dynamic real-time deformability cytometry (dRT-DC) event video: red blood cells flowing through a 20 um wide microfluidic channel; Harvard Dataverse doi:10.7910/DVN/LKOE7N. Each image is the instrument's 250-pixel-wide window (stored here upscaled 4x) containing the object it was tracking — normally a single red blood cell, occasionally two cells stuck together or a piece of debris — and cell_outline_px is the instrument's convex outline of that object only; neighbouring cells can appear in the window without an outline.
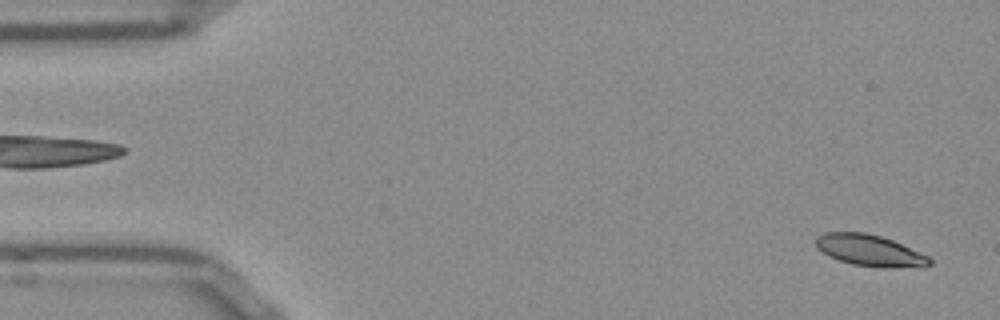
{"species": "Egyptian fruit bat (a non-hibernating species)", "species_latin": "Rousettus aegyptiacus", "temperature_condition": "room temperature", "stored_images_in_passage": 52, "camera_frame_rate_fps": 3000, "um_per_image_px": 0.085, "frame": {"image": 1, "passage_image": 2, "time_ms": 0.333, "image_size_px": [1000, 320], "cell_outline_px": [[932, 264], [924, 268], [880, 268], [852, 264], [828, 256], [816, 248], [816, 236], [824, 232], [864, 232], [880, 236], [892, 240], [928, 256], [932, 260]], "centroid_in_image_um": [73.95, 21.31], "position_along_channel_um": 11.0, "area_um2": 21.1}}
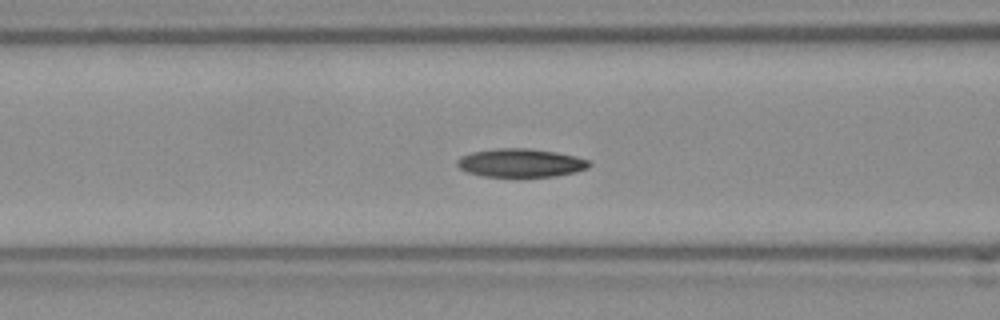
{"frame": {"image": 2, "passage_image": 20, "time_ms": 6.333, "image_size_px": [1000, 320], "cell_outline_px": [[592, 164], [588, 168], [576, 172], [556, 176], [484, 176], [468, 172], [460, 168], [456, 164], [456, 160], [460, 156], [472, 152], [496, 148], [528, 148], [556, 152], [576, 156], [592, 160]], "centroid_in_image_um": [44.3, 13.83], "position_along_channel_um": 122.3, "area_um2": 21.96}}
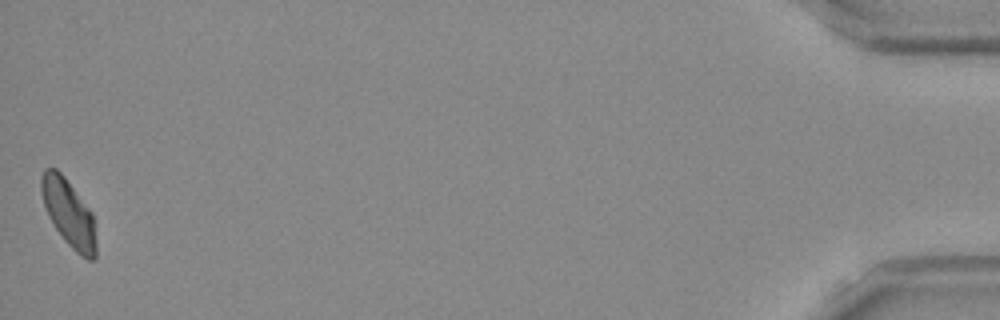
{"frame": {"image": 3, "passage_image": 52, "time_ms": 17.0, "image_size_px": [1000, 320], "cell_outline_px": [[96, 260], [88, 260], [80, 256], [64, 240], [48, 216], [44, 204], [40, 188], [40, 176], [44, 168], [56, 168], [64, 176], [92, 212], [96, 240]], "centroid_in_image_um": [5.84, 18.12], "position_along_channel_um": 429.4, "area_um2": 21.44}, "authors_computed_cell_mechanics": {"area_um2": 21.8484, "velocity_mm_per_s": 3.8208, "shape_relaxation_time_tau1_ms": 9.5187, "shape_relaxation_time_tau2_ms": 10.0204, "deformation_change_tau1": 0.1884, "deformation_change_tau2": 0.145}}